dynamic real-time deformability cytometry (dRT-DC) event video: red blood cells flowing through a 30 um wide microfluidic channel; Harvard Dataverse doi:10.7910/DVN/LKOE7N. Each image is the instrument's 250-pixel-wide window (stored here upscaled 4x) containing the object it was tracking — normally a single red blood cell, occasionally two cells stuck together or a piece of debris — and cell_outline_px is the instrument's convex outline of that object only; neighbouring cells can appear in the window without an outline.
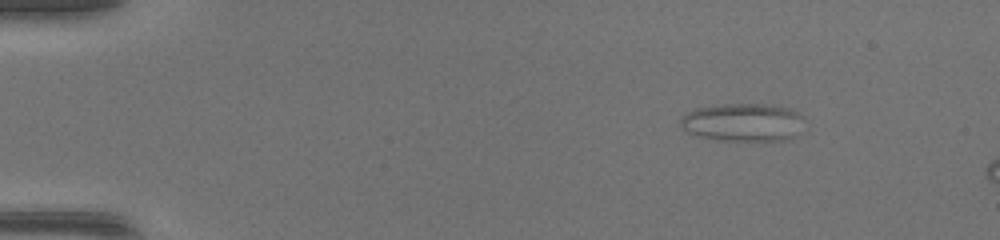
{"species": "common noctule bat (a hibernating species)", "species_latin": "Nyctalus noctula", "temperature_condition": "warm", "stored_images_in_passage": 7, "camera_frame_rate_fps": 3000, "um_per_image_px": 0.085, "animal": {"sex": "female", "body_mass_g": 17.0, "forearm_length_mm": 48.0}, "frame": {"image": 1, "passage_image": 1, "time_ms": 0.0, "image_size_px": [1000, 240], "cell_outline_px": [[800, 116], [792, 136], [784, 140], [724, 140], [700, 136], [688, 132], [680, 124], [680, 116], [696, 108], [724, 104], [760, 104], [788, 108], [796, 112]], "centroid_in_image_um": [63.01, 10.38], "position_along_channel_um": 22.0, "area_um2": 26.36}}